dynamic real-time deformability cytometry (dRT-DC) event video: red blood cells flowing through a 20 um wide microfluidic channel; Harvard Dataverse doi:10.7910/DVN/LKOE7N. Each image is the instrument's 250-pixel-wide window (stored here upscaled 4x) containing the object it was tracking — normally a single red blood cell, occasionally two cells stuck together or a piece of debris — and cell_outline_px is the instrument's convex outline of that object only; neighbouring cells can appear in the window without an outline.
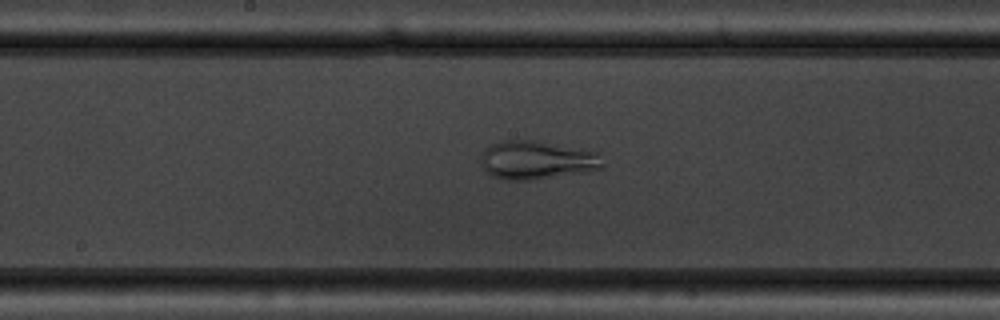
{"species": "common noctule bat (a hibernating species)", "species_latin": "Nyctalus noctula", "temperature_condition": "warm", "stored_images_in_passage": 36, "camera_frame_rate_fps": 3000, "um_per_image_px": 0.085, "animal": {"sex": "male", "body_mass_g": 19.5, "forearm_length_mm": 54.6}, "frame": {"image": 1, "passage_image": 11, "time_ms": 3.333, "image_size_px": [1000, 320], "cell_outline_px": [[604, 168], [532, 180], [504, 180], [492, 176], [484, 168], [480, 156], [484, 148], [500, 140], [536, 140], [588, 148], [600, 152], [604, 164]], "centroid_in_image_um": [45.68, 13.57], "position_along_channel_um": 202.5, "area_um2": 27.86}}
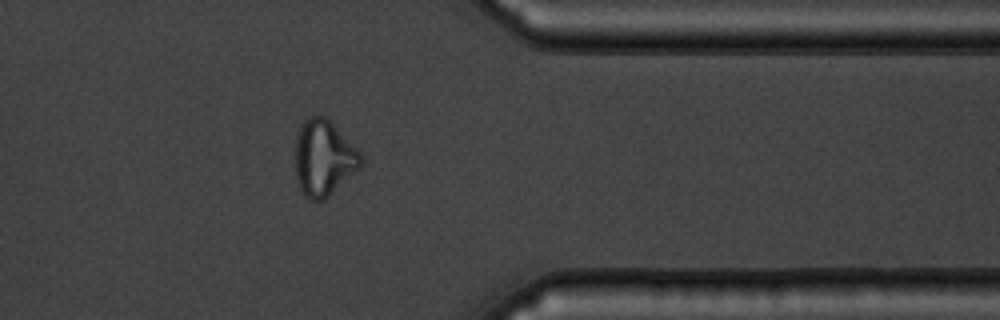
{"frame": {"image": 2, "passage_image": 26, "time_ms": 8.333, "image_size_px": [1000, 320], "cell_outline_px": [[364, 164], [360, 168], [324, 200], [308, 200], [304, 196], [300, 188], [296, 176], [296, 136], [304, 120], [308, 116], [324, 116], [364, 156]], "centroid_in_image_um": [27.52, 13.46], "position_along_channel_um": 383.9, "area_um2": 28.78}}